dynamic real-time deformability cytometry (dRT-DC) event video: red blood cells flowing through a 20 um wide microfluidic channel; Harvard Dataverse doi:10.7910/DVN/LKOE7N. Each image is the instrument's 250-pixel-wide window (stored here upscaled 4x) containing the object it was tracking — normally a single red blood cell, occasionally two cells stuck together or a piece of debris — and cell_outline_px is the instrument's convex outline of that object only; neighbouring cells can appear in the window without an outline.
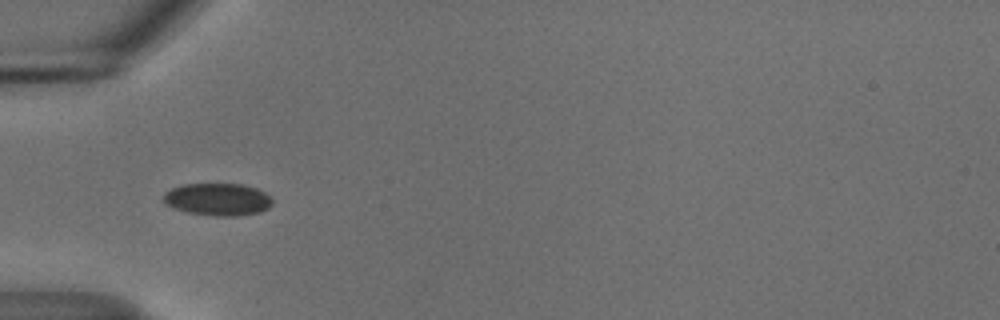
{"species": "common noctule bat (a hibernating species)", "species_latin": "Nyctalus noctula", "temperature_condition": "cold", "stored_images_in_passage": 38, "camera_frame_rate_fps": 3000, "um_per_image_px": 0.085, "animal": {"sex": "male", "body_mass_g": 18.8}, "frame": {"image": 1, "passage_image": 1, "time_ms": 0.0, "image_size_px": [1000, 320], "cell_outline_px": [[272, 204], [268, 208], [260, 212], [236, 216], [216, 216], [188, 212], [164, 204], [164, 192], [172, 188], [184, 184], [244, 184], [256, 188], [272, 196]], "centroid_in_image_um": [18.54, 16.94], "position_along_channel_um": 66.5, "area_um2": 20.58}}
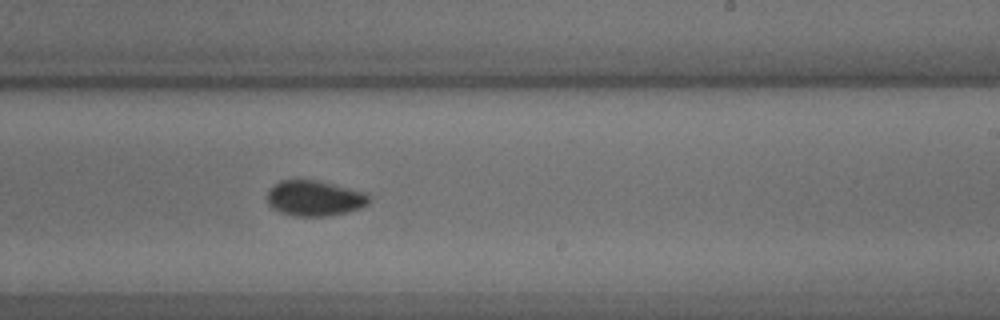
{"frame": {"image": 2, "passage_image": 17, "time_ms": 5.333, "image_size_px": [1000, 320], "cell_outline_px": [[368, 204], [360, 208], [348, 212], [328, 216], [296, 216], [280, 212], [272, 208], [268, 204], [268, 192], [280, 180], [316, 180], [364, 192], [368, 196]], "centroid_in_image_um": [26.73, 16.86], "position_along_channel_um": 262.3, "area_um2": 20.75}}
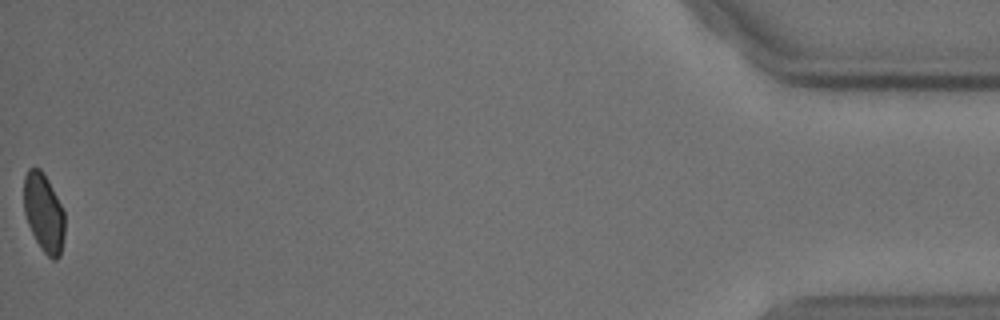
{"frame": {"image": 3, "passage_image": 38, "time_ms": 12.333, "image_size_px": [1000, 320], "cell_outline_px": [[64, 236], [60, 256], [56, 260], [52, 260], [40, 248], [28, 224], [24, 212], [24, 176], [28, 168], [40, 168], [44, 172], [64, 212]], "centroid_in_image_um": [3.71, 18.09], "position_along_channel_um": 431.5, "area_um2": 18.67}, "authors_computed_cell_mechanics": {"area_um2": 20.4323, "velocity_mm_per_s": 3.6893, "shape_relaxation_time_tau1_ms": 4.7004, "shape_relaxation_time_tau2_ms": null, "deformation_change_tau1": 0.0678, "deformation_change_tau2": null}}